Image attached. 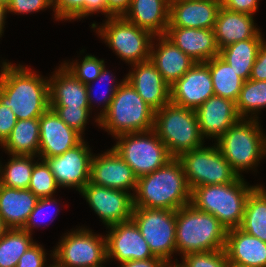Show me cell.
Returning <instances> with one entry per match:
<instances>
[{"mask_svg":"<svg viewBox=\"0 0 266 267\" xmlns=\"http://www.w3.org/2000/svg\"><path fill=\"white\" fill-rule=\"evenodd\" d=\"M0 103L12 109L17 120L40 118L50 108L49 80L23 67L3 62Z\"/></svg>","mask_w":266,"mask_h":267,"instance_id":"obj_1","label":"cell"},{"mask_svg":"<svg viewBox=\"0 0 266 267\" xmlns=\"http://www.w3.org/2000/svg\"><path fill=\"white\" fill-rule=\"evenodd\" d=\"M134 207L176 211L191 203V189L178 158L161 168L137 178Z\"/></svg>","mask_w":266,"mask_h":267,"instance_id":"obj_2","label":"cell"},{"mask_svg":"<svg viewBox=\"0 0 266 267\" xmlns=\"http://www.w3.org/2000/svg\"><path fill=\"white\" fill-rule=\"evenodd\" d=\"M239 176L227 184L203 185L191 191V204L212 214L227 229L240 228L248 196L257 186H248Z\"/></svg>","mask_w":266,"mask_h":267,"instance_id":"obj_3","label":"cell"},{"mask_svg":"<svg viewBox=\"0 0 266 267\" xmlns=\"http://www.w3.org/2000/svg\"><path fill=\"white\" fill-rule=\"evenodd\" d=\"M227 229L212 214L191 203L176 210V252H207L225 249Z\"/></svg>","mask_w":266,"mask_h":267,"instance_id":"obj_4","label":"cell"},{"mask_svg":"<svg viewBox=\"0 0 266 267\" xmlns=\"http://www.w3.org/2000/svg\"><path fill=\"white\" fill-rule=\"evenodd\" d=\"M154 117L155 110L125 80L115 92L108 110L99 118L98 125L116 137L152 130Z\"/></svg>","mask_w":266,"mask_h":267,"instance_id":"obj_5","label":"cell"},{"mask_svg":"<svg viewBox=\"0 0 266 267\" xmlns=\"http://www.w3.org/2000/svg\"><path fill=\"white\" fill-rule=\"evenodd\" d=\"M172 157L203 146L196 111L168 103L155 111L154 128Z\"/></svg>","mask_w":266,"mask_h":267,"instance_id":"obj_6","label":"cell"},{"mask_svg":"<svg viewBox=\"0 0 266 267\" xmlns=\"http://www.w3.org/2000/svg\"><path fill=\"white\" fill-rule=\"evenodd\" d=\"M245 119L241 118L216 140L218 149L238 176L239 171L256 167L266 155V136L259 122L252 115L249 120Z\"/></svg>","mask_w":266,"mask_h":267,"instance_id":"obj_7","label":"cell"},{"mask_svg":"<svg viewBox=\"0 0 266 267\" xmlns=\"http://www.w3.org/2000/svg\"><path fill=\"white\" fill-rule=\"evenodd\" d=\"M115 138L119 140L112 148L132 168L137 178L154 172L173 158L153 129L124 133Z\"/></svg>","mask_w":266,"mask_h":267,"instance_id":"obj_8","label":"cell"},{"mask_svg":"<svg viewBox=\"0 0 266 267\" xmlns=\"http://www.w3.org/2000/svg\"><path fill=\"white\" fill-rule=\"evenodd\" d=\"M178 159L191 191L198 186L231 183L239 177L217 145L184 152Z\"/></svg>","mask_w":266,"mask_h":267,"instance_id":"obj_9","label":"cell"},{"mask_svg":"<svg viewBox=\"0 0 266 267\" xmlns=\"http://www.w3.org/2000/svg\"><path fill=\"white\" fill-rule=\"evenodd\" d=\"M97 29L109 48L126 62L136 64L150 59L152 38L155 36L127 21L123 16L110 17Z\"/></svg>","mask_w":266,"mask_h":267,"instance_id":"obj_10","label":"cell"},{"mask_svg":"<svg viewBox=\"0 0 266 267\" xmlns=\"http://www.w3.org/2000/svg\"><path fill=\"white\" fill-rule=\"evenodd\" d=\"M53 267H103L107 260L106 237L89 229H77L65 235L54 249Z\"/></svg>","mask_w":266,"mask_h":267,"instance_id":"obj_11","label":"cell"},{"mask_svg":"<svg viewBox=\"0 0 266 267\" xmlns=\"http://www.w3.org/2000/svg\"><path fill=\"white\" fill-rule=\"evenodd\" d=\"M132 220L152 253L164 261L171 260L176 253V211L134 207Z\"/></svg>","mask_w":266,"mask_h":267,"instance_id":"obj_12","label":"cell"},{"mask_svg":"<svg viewBox=\"0 0 266 267\" xmlns=\"http://www.w3.org/2000/svg\"><path fill=\"white\" fill-rule=\"evenodd\" d=\"M80 193L107 227L132 219L134 194L91 182Z\"/></svg>","mask_w":266,"mask_h":267,"instance_id":"obj_13","label":"cell"},{"mask_svg":"<svg viewBox=\"0 0 266 267\" xmlns=\"http://www.w3.org/2000/svg\"><path fill=\"white\" fill-rule=\"evenodd\" d=\"M92 154L84 139L63 154L46 158L59 187H75L80 192L90 179Z\"/></svg>","mask_w":266,"mask_h":267,"instance_id":"obj_14","label":"cell"},{"mask_svg":"<svg viewBox=\"0 0 266 267\" xmlns=\"http://www.w3.org/2000/svg\"><path fill=\"white\" fill-rule=\"evenodd\" d=\"M171 103L196 110L215 95L209 67L195 63L180 79L170 86Z\"/></svg>","mask_w":266,"mask_h":267,"instance_id":"obj_15","label":"cell"},{"mask_svg":"<svg viewBox=\"0 0 266 267\" xmlns=\"http://www.w3.org/2000/svg\"><path fill=\"white\" fill-rule=\"evenodd\" d=\"M108 228L111 229L106 234L107 261L114 258L121 264L130 260L156 257L132 219Z\"/></svg>","mask_w":266,"mask_h":267,"instance_id":"obj_16","label":"cell"},{"mask_svg":"<svg viewBox=\"0 0 266 267\" xmlns=\"http://www.w3.org/2000/svg\"><path fill=\"white\" fill-rule=\"evenodd\" d=\"M89 182L121 191H135L137 177L132 168L112 148L100 156H92Z\"/></svg>","mask_w":266,"mask_h":267,"instance_id":"obj_17","label":"cell"},{"mask_svg":"<svg viewBox=\"0 0 266 267\" xmlns=\"http://www.w3.org/2000/svg\"><path fill=\"white\" fill-rule=\"evenodd\" d=\"M39 130L38 154L42 160L61 155L83 140L82 136L67 126L51 108L39 118Z\"/></svg>","mask_w":266,"mask_h":267,"instance_id":"obj_18","label":"cell"},{"mask_svg":"<svg viewBox=\"0 0 266 267\" xmlns=\"http://www.w3.org/2000/svg\"><path fill=\"white\" fill-rule=\"evenodd\" d=\"M220 0H170L167 28L213 29Z\"/></svg>","mask_w":266,"mask_h":267,"instance_id":"obj_19","label":"cell"},{"mask_svg":"<svg viewBox=\"0 0 266 267\" xmlns=\"http://www.w3.org/2000/svg\"><path fill=\"white\" fill-rule=\"evenodd\" d=\"M126 80L155 111L171 102L170 85L149 60L133 64Z\"/></svg>","mask_w":266,"mask_h":267,"instance_id":"obj_20","label":"cell"},{"mask_svg":"<svg viewBox=\"0 0 266 267\" xmlns=\"http://www.w3.org/2000/svg\"><path fill=\"white\" fill-rule=\"evenodd\" d=\"M201 136L217 140L241 117L233 100L213 95L196 110ZM214 136V137H213Z\"/></svg>","mask_w":266,"mask_h":267,"instance_id":"obj_21","label":"cell"},{"mask_svg":"<svg viewBox=\"0 0 266 267\" xmlns=\"http://www.w3.org/2000/svg\"><path fill=\"white\" fill-rule=\"evenodd\" d=\"M91 83L85 85L63 66L49 79L50 107L92 109Z\"/></svg>","mask_w":266,"mask_h":267,"instance_id":"obj_22","label":"cell"},{"mask_svg":"<svg viewBox=\"0 0 266 267\" xmlns=\"http://www.w3.org/2000/svg\"><path fill=\"white\" fill-rule=\"evenodd\" d=\"M165 36L196 63L219 56L213 29L167 28Z\"/></svg>","mask_w":266,"mask_h":267,"instance_id":"obj_23","label":"cell"},{"mask_svg":"<svg viewBox=\"0 0 266 267\" xmlns=\"http://www.w3.org/2000/svg\"><path fill=\"white\" fill-rule=\"evenodd\" d=\"M213 30L219 50L235 42L262 37L261 32L254 25L252 15L231 11L222 6Z\"/></svg>","mask_w":266,"mask_h":267,"instance_id":"obj_24","label":"cell"},{"mask_svg":"<svg viewBox=\"0 0 266 267\" xmlns=\"http://www.w3.org/2000/svg\"><path fill=\"white\" fill-rule=\"evenodd\" d=\"M225 251L231 264L266 267V242L240 228L227 230Z\"/></svg>","mask_w":266,"mask_h":267,"instance_id":"obj_25","label":"cell"},{"mask_svg":"<svg viewBox=\"0 0 266 267\" xmlns=\"http://www.w3.org/2000/svg\"><path fill=\"white\" fill-rule=\"evenodd\" d=\"M157 50L151 44L150 61L171 86L180 79L196 62L179 49L165 35H159Z\"/></svg>","mask_w":266,"mask_h":267,"instance_id":"obj_26","label":"cell"},{"mask_svg":"<svg viewBox=\"0 0 266 267\" xmlns=\"http://www.w3.org/2000/svg\"><path fill=\"white\" fill-rule=\"evenodd\" d=\"M169 3L170 0H131L123 17L155 37L165 35L169 25Z\"/></svg>","mask_w":266,"mask_h":267,"instance_id":"obj_27","label":"cell"},{"mask_svg":"<svg viewBox=\"0 0 266 267\" xmlns=\"http://www.w3.org/2000/svg\"><path fill=\"white\" fill-rule=\"evenodd\" d=\"M39 198L29 189L0 184V217L8 229H23Z\"/></svg>","mask_w":266,"mask_h":267,"instance_id":"obj_28","label":"cell"},{"mask_svg":"<svg viewBox=\"0 0 266 267\" xmlns=\"http://www.w3.org/2000/svg\"><path fill=\"white\" fill-rule=\"evenodd\" d=\"M263 37H253L227 45L219 50L224 59L244 81L250 79L252 67L256 60Z\"/></svg>","mask_w":266,"mask_h":267,"instance_id":"obj_29","label":"cell"},{"mask_svg":"<svg viewBox=\"0 0 266 267\" xmlns=\"http://www.w3.org/2000/svg\"><path fill=\"white\" fill-rule=\"evenodd\" d=\"M39 118L17 120L10 136L1 145L10 155L35 156L39 152Z\"/></svg>","mask_w":266,"mask_h":267,"instance_id":"obj_30","label":"cell"},{"mask_svg":"<svg viewBox=\"0 0 266 267\" xmlns=\"http://www.w3.org/2000/svg\"><path fill=\"white\" fill-rule=\"evenodd\" d=\"M205 63L209 67L215 95L236 102L245 81L220 56Z\"/></svg>","mask_w":266,"mask_h":267,"instance_id":"obj_31","label":"cell"},{"mask_svg":"<svg viewBox=\"0 0 266 267\" xmlns=\"http://www.w3.org/2000/svg\"><path fill=\"white\" fill-rule=\"evenodd\" d=\"M240 229L266 242V190L257 185L247 198Z\"/></svg>","mask_w":266,"mask_h":267,"instance_id":"obj_32","label":"cell"},{"mask_svg":"<svg viewBox=\"0 0 266 267\" xmlns=\"http://www.w3.org/2000/svg\"><path fill=\"white\" fill-rule=\"evenodd\" d=\"M23 229H8L0 237V267H16L20 257L34 244Z\"/></svg>","mask_w":266,"mask_h":267,"instance_id":"obj_33","label":"cell"},{"mask_svg":"<svg viewBox=\"0 0 266 267\" xmlns=\"http://www.w3.org/2000/svg\"><path fill=\"white\" fill-rule=\"evenodd\" d=\"M51 4L56 20L80 19L95 12L106 14V18L114 16L107 9L106 0H51Z\"/></svg>","mask_w":266,"mask_h":267,"instance_id":"obj_34","label":"cell"},{"mask_svg":"<svg viewBox=\"0 0 266 267\" xmlns=\"http://www.w3.org/2000/svg\"><path fill=\"white\" fill-rule=\"evenodd\" d=\"M11 157L4 169L3 167L1 169L2 165H0V184L9 188L28 189L35 164L32 162L34 156L12 155Z\"/></svg>","mask_w":266,"mask_h":267,"instance_id":"obj_35","label":"cell"},{"mask_svg":"<svg viewBox=\"0 0 266 267\" xmlns=\"http://www.w3.org/2000/svg\"><path fill=\"white\" fill-rule=\"evenodd\" d=\"M265 107L266 81L246 80L236 101V109L239 116L245 118L248 113L255 114V112Z\"/></svg>","mask_w":266,"mask_h":267,"instance_id":"obj_36","label":"cell"},{"mask_svg":"<svg viewBox=\"0 0 266 267\" xmlns=\"http://www.w3.org/2000/svg\"><path fill=\"white\" fill-rule=\"evenodd\" d=\"M58 184L45 160L36 162L31 175L28 189L38 198L53 197Z\"/></svg>","mask_w":266,"mask_h":267,"instance_id":"obj_37","label":"cell"},{"mask_svg":"<svg viewBox=\"0 0 266 267\" xmlns=\"http://www.w3.org/2000/svg\"><path fill=\"white\" fill-rule=\"evenodd\" d=\"M62 66L76 79L87 85L97 79L105 64L104 60L97 59L92 55H86L80 64L79 62H72L70 65L64 63Z\"/></svg>","mask_w":266,"mask_h":267,"instance_id":"obj_38","label":"cell"},{"mask_svg":"<svg viewBox=\"0 0 266 267\" xmlns=\"http://www.w3.org/2000/svg\"><path fill=\"white\" fill-rule=\"evenodd\" d=\"M182 259L187 267H229L225 249L189 253L182 256Z\"/></svg>","mask_w":266,"mask_h":267,"instance_id":"obj_39","label":"cell"},{"mask_svg":"<svg viewBox=\"0 0 266 267\" xmlns=\"http://www.w3.org/2000/svg\"><path fill=\"white\" fill-rule=\"evenodd\" d=\"M60 119L69 127L78 132L81 136L87 123L90 108L74 107H50Z\"/></svg>","mask_w":266,"mask_h":267,"instance_id":"obj_40","label":"cell"},{"mask_svg":"<svg viewBox=\"0 0 266 267\" xmlns=\"http://www.w3.org/2000/svg\"><path fill=\"white\" fill-rule=\"evenodd\" d=\"M51 0H7V12L31 13L51 7Z\"/></svg>","mask_w":266,"mask_h":267,"instance_id":"obj_41","label":"cell"},{"mask_svg":"<svg viewBox=\"0 0 266 267\" xmlns=\"http://www.w3.org/2000/svg\"><path fill=\"white\" fill-rule=\"evenodd\" d=\"M45 251L43 247L34 243L28 250L20 257L16 267H45ZM48 267H53L50 265Z\"/></svg>","mask_w":266,"mask_h":267,"instance_id":"obj_42","label":"cell"},{"mask_svg":"<svg viewBox=\"0 0 266 267\" xmlns=\"http://www.w3.org/2000/svg\"><path fill=\"white\" fill-rule=\"evenodd\" d=\"M16 121L12 109L0 103V145L10 136Z\"/></svg>","mask_w":266,"mask_h":267,"instance_id":"obj_43","label":"cell"},{"mask_svg":"<svg viewBox=\"0 0 266 267\" xmlns=\"http://www.w3.org/2000/svg\"><path fill=\"white\" fill-rule=\"evenodd\" d=\"M57 203L55 199H52V197H44V198H39L35 208L32 210L30 213V216L28 218L27 223L23 227L24 231H27L29 234H31V230H33V227H35L37 224V220L41 219L38 217H42L45 212V210H49L48 208L53 204ZM51 204V205H50ZM47 208V209H46ZM46 214V213H44ZM45 218V216H44ZM32 228V229H31Z\"/></svg>","mask_w":266,"mask_h":267,"instance_id":"obj_44","label":"cell"},{"mask_svg":"<svg viewBox=\"0 0 266 267\" xmlns=\"http://www.w3.org/2000/svg\"><path fill=\"white\" fill-rule=\"evenodd\" d=\"M221 6L235 12L253 14L258 8L259 0H220Z\"/></svg>","mask_w":266,"mask_h":267,"instance_id":"obj_45","label":"cell"},{"mask_svg":"<svg viewBox=\"0 0 266 267\" xmlns=\"http://www.w3.org/2000/svg\"><path fill=\"white\" fill-rule=\"evenodd\" d=\"M251 80L266 81V42L263 40L251 71Z\"/></svg>","mask_w":266,"mask_h":267,"instance_id":"obj_46","label":"cell"},{"mask_svg":"<svg viewBox=\"0 0 266 267\" xmlns=\"http://www.w3.org/2000/svg\"><path fill=\"white\" fill-rule=\"evenodd\" d=\"M113 75L111 74L110 75V73L105 69V66H104V68H103V70L101 71V73L99 74V76L97 77V79L96 80H94L95 82L97 81H99V80H107V82H109L110 83V80L109 79H111L110 77H112ZM126 80V78H124L123 79V81L121 82V83H118V84H115V85H111V86H109L108 87V90H106V95L103 97L102 96V100H101V102L103 101L105 104H103L104 105V108L101 110V113L98 115V117H96L97 119H96V121H97V123H98V120H99V118L108 110V108H109V105H110V103H111V101H112V99H113V97H114V95H115V92L117 91V89L119 88V86L124 82ZM100 94V93H99ZM94 98H95V96H94ZM96 98H98V97H96ZM100 101V100H99Z\"/></svg>","mask_w":266,"mask_h":267,"instance_id":"obj_47","label":"cell"},{"mask_svg":"<svg viewBox=\"0 0 266 267\" xmlns=\"http://www.w3.org/2000/svg\"><path fill=\"white\" fill-rule=\"evenodd\" d=\"M164 260L160 257H153L149 259L130 260L121 263L120 267H163Z\"/></svg>","mask_w":266,"mask_h":267,"instance_id":"obj_48","label":"cell"},{"mask_svg":"<svg viewBox=\"0 0 266 267\" xmlns=\"http://www.w3.org/2000/svg\"><path fill=\"white\" fill-rule=\"evenodd\" d=\"M131 0H106L107 9L114 16H123L129 9Z\"/></svg>","mask_w":266,"mask_h":267,"instance_id":"obj_49","label":"cell"},{"mask_svg":"<svg viewBox=\"0 0 266 267\" xmlns=\"http://www.w3.org/2000/svg\"><path fill=\"white\" fill-rule=\"evenodd\" d=\"M6 14H7L6 2L0 1V37L3 33Z\"/></svg>","mask_w":266,"mask_h":267,"instance_id":"obj_50","label":"cell"},{"mask_svg":"<svg viewBox=\"0 0 266 267\" xmlns=\"http://www.w3.org/2000/svg\"><path fill=\"white\" fill-rule=\"evenodd\" d=\"M170 262H171V260H169V261H165L163 267H187V266L184 264L183 261H182V263H180V264H178V263L176 264V263H175V265H174V264H171Z\"/></svg>","mask_w":266,"mask_h":267,"instance_id":"obj_51","label":"cell"},{"mask_svg":"<svg viewBox=\"0 0 266 267\" xmlns=\"http://www.w3.org/2000/svg\"><path fill=\"white\" fill-rule=\"evenodd\" d=\"M8 230V228L5 226L2 218L0 217V237Z\"/></svg>","mask_w":266,"mask_h":267,"instance_id":"obj_52","label":"cell"},{"mask_svg":"<svg viewBox=\"0 0 266 267\" xmlns=\"http://www.w3.org/2000/svg\"><path fill=\"white\" fill-rule=\"evenodd\" d=\"M229 267H247V266H239V265H236V264L229 263Z\"/></svg>","mask_w":266,"mask_h":267,"instance_id":"obj_53","label":"cell"}]
</instances>
